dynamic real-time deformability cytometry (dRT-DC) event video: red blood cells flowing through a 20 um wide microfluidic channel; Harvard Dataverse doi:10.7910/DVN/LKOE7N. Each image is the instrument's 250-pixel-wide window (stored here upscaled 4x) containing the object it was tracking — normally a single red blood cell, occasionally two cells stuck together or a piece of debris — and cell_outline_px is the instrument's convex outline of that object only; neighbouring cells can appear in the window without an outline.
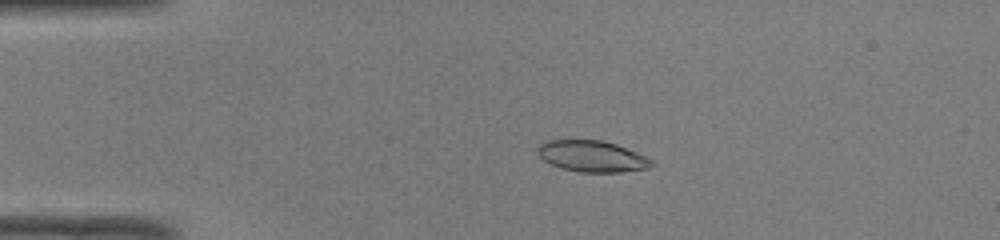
{"species": "common noctule bat (a hibernating species)", "species_latin": "Nyctalus noctula", "temperature_condition": "room temperature", "stored_images_in_passage": 50, "camera_frame_rate_fps": 3000, "um_per_image_px": 0.085, "animal": {"sex": "male", "body_mass_g": 19.0, "forearm_length_mm": 50.8}, "frame": {"image": 1, "passage_image": 11, "time_ms": 3.333, "image_size_px": [1000, 240], "cell_outline_px": [[656, 164], [648, 168], [620, 172], [580, 172], [564, 168], [552, 164], [544, 160], [536, 152], [536, 148], [540, 144], [548, 140], [604, 140], [616, 144], [636, 152], [652, 160]], "centroid_in_image_um": [50.33, 13.27], "position_along_channel_um": 34.7, "area_um2": 20.63}}
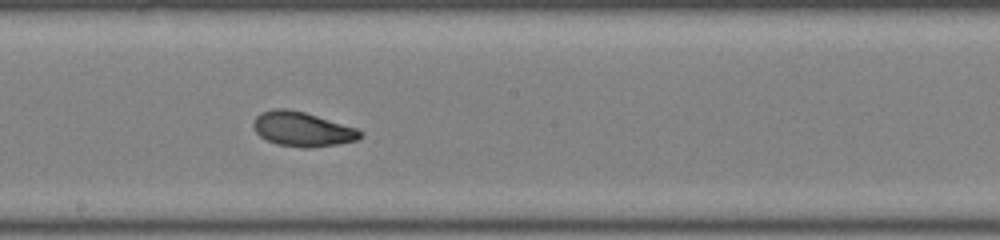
{"frame": {"image": 2, "passage_image": 28, "time_ms": 9.0, "image_size_px": [1000, 240], "cell_outline_px": [[364, 136], [356, 140], [336, 144], [308, 148], [304, 148], [276, 144], [260, 136], [256, 132], [252, 124], [256, 116], [260, 112], [272, 108], [284, 108], [304, 112], [356, 128], [364, 132]], "centroid_in_image_um": [25.68, 10.97], "position_along_channel_um": 222.5, "area_um2": 21.44}}
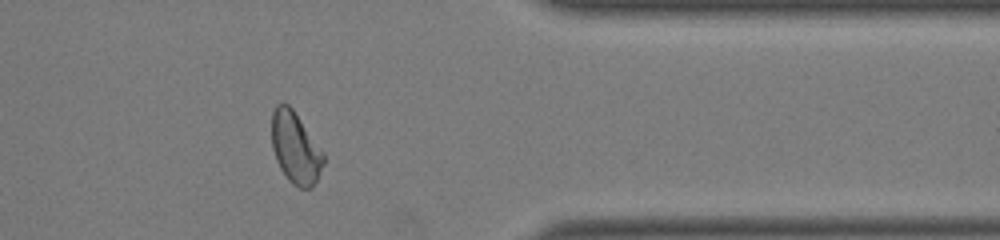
{"frame": {"image": 3, "passage_image": 41, "time_ms": 13.333, "image_size_px": [1000, 240], "cell_outline_px": [[324, 164], [312, 188], [300, 188], [292, 184], [288, 180], [280, 168], [276, 160], [272, 148], [272, 112], [276, 104], [288, 104], [292, 108], [324, 152]], "centroid_in_image_um": [25.11, 12.58], "position_along_channel_um": 386.3, "area_um2": 21.56}, "authors_computed_cell_mechanics": {"area_um2": 21.5594, "velocity_mm_per_s": 4.078, "shape_relaxation_time_tau1_ms": 6.757, "shape_relaxation_time_tau2_ms": 1.4515, "deformation_change_tau1": 0.182, "deformation_change_tau2": 0.0672}}